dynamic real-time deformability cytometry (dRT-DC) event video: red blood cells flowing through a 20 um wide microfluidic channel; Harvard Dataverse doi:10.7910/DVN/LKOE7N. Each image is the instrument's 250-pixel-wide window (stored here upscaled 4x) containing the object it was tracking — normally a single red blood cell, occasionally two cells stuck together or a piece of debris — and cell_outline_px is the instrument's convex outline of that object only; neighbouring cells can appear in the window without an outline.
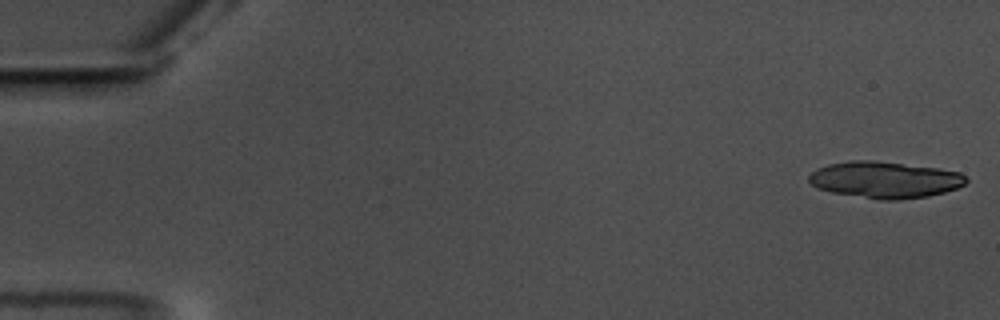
{"species": "common noctule bat (a hibernating species)", "species_latin": "Nyctalus noctula", "temperature_condition": "warm", "stored_images_in_passage": 13, "camera_frame_rate_fps": 3000, "um_per_image_px": 0.085, "animal": {"sex": "male", "body_mass_g": 17.5, "forearm_length_mm": 52.3}, "frame": {"image": 1, "passage_image": 1, "time_ms": 0.0, "image_size_px": [1000, 320], "cell_outline_px": [[968, 180], [964, 184], [956, 188], [944, 192], [928, 196], [900, 200], [880, 200], [832, 192], [820, 188], [812, 184], [808, 180], [808, 176], [816, 168], [828, 164], [852, 160], [872, 160], [936, 168], [960, 172]], "centroid_in_image_um": [75.2, 15.28], "position_along_channel_um": 9.8, "area_um2": 33.29}}